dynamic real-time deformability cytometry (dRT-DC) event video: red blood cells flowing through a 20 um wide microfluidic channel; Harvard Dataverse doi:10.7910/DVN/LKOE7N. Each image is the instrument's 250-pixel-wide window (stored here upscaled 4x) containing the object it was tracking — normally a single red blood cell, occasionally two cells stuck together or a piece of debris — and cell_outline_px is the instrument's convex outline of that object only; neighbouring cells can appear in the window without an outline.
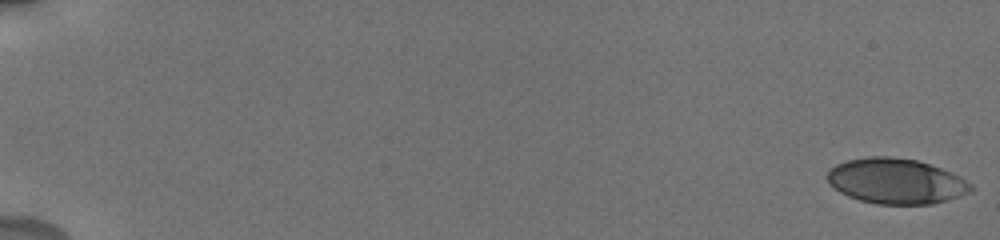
{"species": "human", "species_latin": "Homo sapiens", "temperature_condition": "cold", "stored_images_in_passage": 68, "camera_frame_rate_fps": 3000, "um_per_image_px": 0.085, "donor": {"sex": "male"}, "frame": {"image": 1, "passage_image": 1, "time_ms": 0.0, "image_size_px": [1000, 240], "cell_outline_px": [[972, 192], [932, 204], [876, 204], [860, 200], [848, 196], [840, 192], [828, 180], [828, 172], [836, 164], [848, 160], [872, 156], [888, 156], [916, 160], [952, 172], [972, 184]], "centroid_in_image_um": [76.18, 15.4], "position_along_channel_um": 8.8, "area_um2": 37.57}}
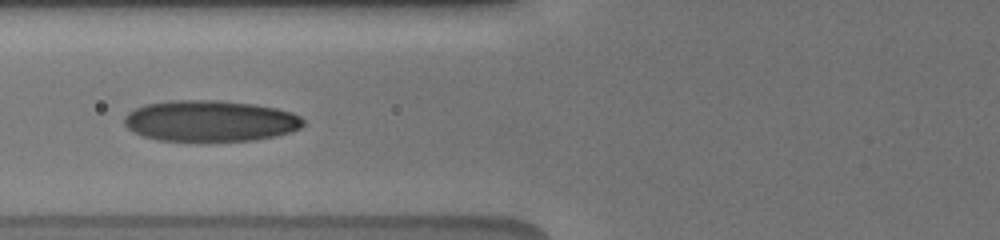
{"frame": {"image": 2, "passage_image": 37, "time_ms": 8.0, "image_size_px": [1000, 240], "cell_outline_px": [[304, 124], [300, 128], [292, 132], [276, 136], [252, 140], [156, 140], [132, 132], [124, 124], [124, 116], [128, 112], [144, 104], [168, 100], [220, 100], [256, 104], [276, 108], [292, 112], [300, 116], [304, 120]], "centroid_in_image_um": [17.86, 10.26], "position_along_channel_um": 107.9, "area_um2": 43.06}}
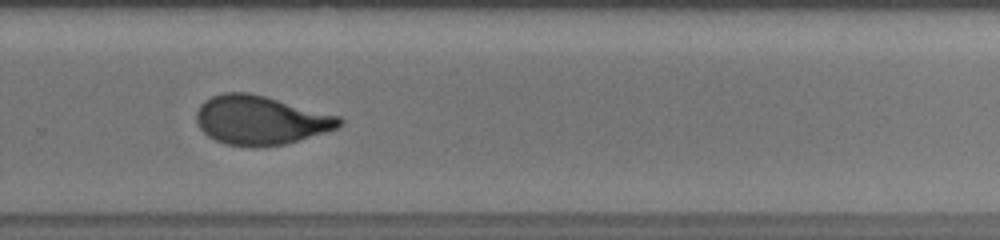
{"frame": {"image": 3, "passage_image": 61, "time_ms": 13.333, "image_size_px": [1000, 240], "cell_outline_px": [[344, 120], [336, 128], [284, 144], [256, 148], [224, 144], [208, 136], [200, 128], [196, 120], [196, 112], [200, 104], [204, 100], [212, 96], [224, 92], [248, 92], [264, 96], [340, 116]], "centroid_in_image_um": [22.09, 10.21], "position_along_channel_um": 307.7, "area_um2": 40.63}}